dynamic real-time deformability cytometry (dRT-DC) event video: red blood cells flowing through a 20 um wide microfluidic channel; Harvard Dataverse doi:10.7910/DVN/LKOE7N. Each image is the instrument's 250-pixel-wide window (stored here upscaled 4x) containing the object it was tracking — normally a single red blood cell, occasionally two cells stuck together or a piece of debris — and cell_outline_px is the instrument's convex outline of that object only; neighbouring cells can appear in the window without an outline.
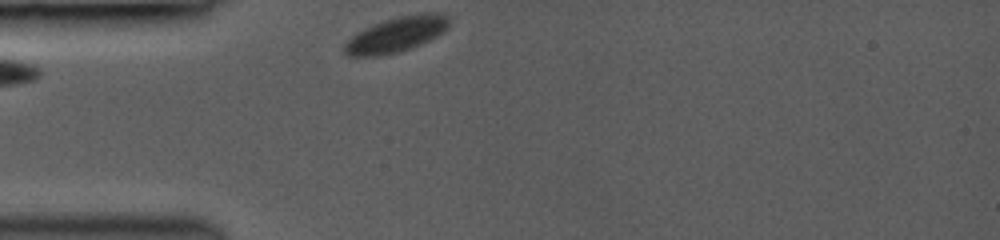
{"species": "common noctule bat (a hibernating species)", "species_latin": "Nyctalus noctula", "temperature_condition": "room temperature", "stored_images_in_passage": 5, "camera_frame_rate_fps": 3000, "um_per_image_px": 0.085, "animal": {"sex": "female", "body_mass_g": 19.0, "forearm_length_mm": 53.3}, "frame": {"image": 1, "passage_image": 1, "time_ms": 0.0, "image_size_px": [1000, 240], "cell_outline_px": [[448, 28], [444, 32], [412, 48], [396, 52], [376, 56], [348, 56], [344, 52], [344, 44], [356, 32], [364, 28], [384, 20], [396, 16], [424, 12], [440, 12], [448, 16]], "centroid_in_image_um": [33.7, 2.91], "position_along_channel_um": 51.3, "area_um2": 21.5}}